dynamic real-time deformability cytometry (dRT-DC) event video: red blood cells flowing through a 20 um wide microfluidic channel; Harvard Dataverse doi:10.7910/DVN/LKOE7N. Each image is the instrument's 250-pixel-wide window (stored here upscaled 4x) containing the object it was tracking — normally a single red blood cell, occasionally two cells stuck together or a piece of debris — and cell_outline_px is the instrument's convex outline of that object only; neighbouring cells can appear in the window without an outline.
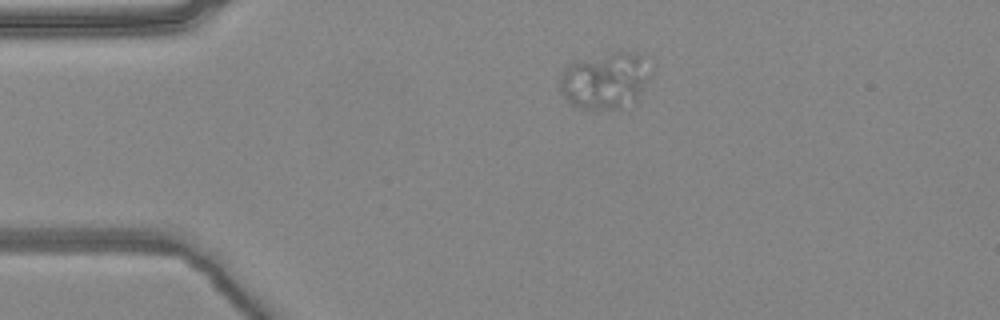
{"species": "common noctule bat (a hibernating species)", "species_latin": "Nyctalus noctula", "temperature_condition": "warm", "stored_images_in_passage": 5, "camera_frame_rate_fps": 3000, "um_per_image_px": 0.085, "animal": {"sex": "female", "body_mass_g": 24.6, "forearm_length_mm": 56.2}, "frame": {"image": 1, "passage_image": 5, "time_ms": 1.333, "image_size_px": [1000, 320], "cell_outline_px": [[644, 80], [636, 100], [620, 108], [580, 108], [572, 104], [560, 92], [560, 76], [568, 64], [572, 60], [620, 52], [628, 52], [640, 56]], "centroid_in_image_um": [51.25, 6.86], "position_along_channel_um": 33.8, "area_um2": 28.15}}